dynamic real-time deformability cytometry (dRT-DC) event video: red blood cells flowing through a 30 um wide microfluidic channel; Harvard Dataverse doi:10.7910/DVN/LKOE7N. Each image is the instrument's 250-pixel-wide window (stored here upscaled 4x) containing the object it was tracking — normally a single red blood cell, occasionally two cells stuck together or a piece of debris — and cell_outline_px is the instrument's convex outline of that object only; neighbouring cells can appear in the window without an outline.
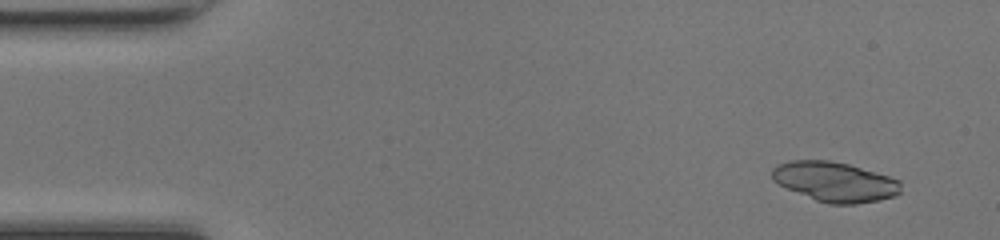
{"species": "common noctule bat (a hibernating species)", "species_latin": "Nyctalus noctula", "temperature_condition": "room temperature", "stored_images_in_passage": 48, "segment_of_instrument_passage": [1, 2], "camera_frame_rate_fps": 3000, "um_per_image_px": 0.085, "animal": {"sex": "female", "body_mass_g": 17.0, "forearm_length_mm": 48.0}, "frame": {"image": 1, "passage_image": 4, "time_ms": 1.0, "image_size_px": [1000, 240], "cell_outline_px": [[900, 192], [896, 196], [880, 200], [856, 204], [828, 204], [816, 200], [788, 188], [772, 180], [772, 168], [776, 164], [792, 160], [828, 160], [848, 164], [888, 176], [900, 180]], "centroid_in_image_um": [70.97, 15.45], "position_along_channel_um": 14.0, "area_um2": 29.71}}